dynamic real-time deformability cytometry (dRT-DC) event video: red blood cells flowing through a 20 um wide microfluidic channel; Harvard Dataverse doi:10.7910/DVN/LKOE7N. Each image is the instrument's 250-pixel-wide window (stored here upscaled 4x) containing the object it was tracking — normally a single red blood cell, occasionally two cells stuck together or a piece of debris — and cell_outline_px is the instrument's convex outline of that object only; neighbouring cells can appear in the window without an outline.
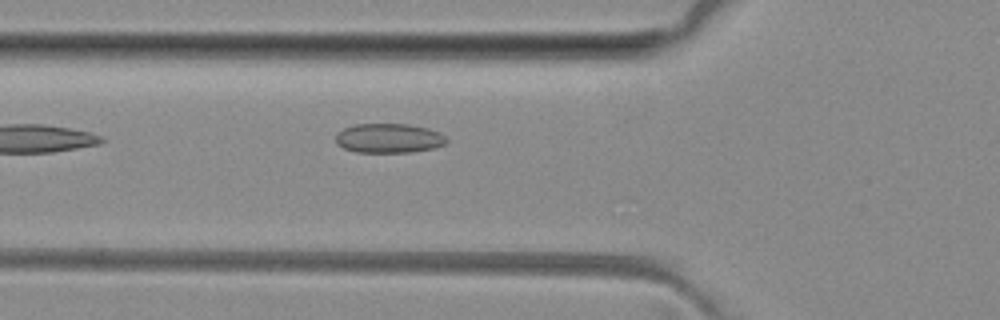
{"species": "common noctule bat (a hibernating species)", "species_latin": "Nyctalus noctula", "temperature_condition": "room temperature", "stored_images_in_passage": 2, "camera_frame_rate_fps": 3000, "um_per_image_px": 0.085, "animal": {"sex": "female", "body_mass_g": 29.2, "forearm_length_mm": 56.3}, "frame": {"image": 1, "passage_image": 2, "time_ms": 1.333, "image_size_px": [1000, 320], "cell_outline_px": [[448, 140], [444, 144], [436, 148], [412, 152], [356, 152], [344, 148], [336, 144], [336, 132], [344, 128], [356, 124], [408, 124], [428, 128], [440, 132]], "centroid_in_image_um": [33.05, 11.75], "position_along_channel_um": 92.7, "area_um2": 19.13}}